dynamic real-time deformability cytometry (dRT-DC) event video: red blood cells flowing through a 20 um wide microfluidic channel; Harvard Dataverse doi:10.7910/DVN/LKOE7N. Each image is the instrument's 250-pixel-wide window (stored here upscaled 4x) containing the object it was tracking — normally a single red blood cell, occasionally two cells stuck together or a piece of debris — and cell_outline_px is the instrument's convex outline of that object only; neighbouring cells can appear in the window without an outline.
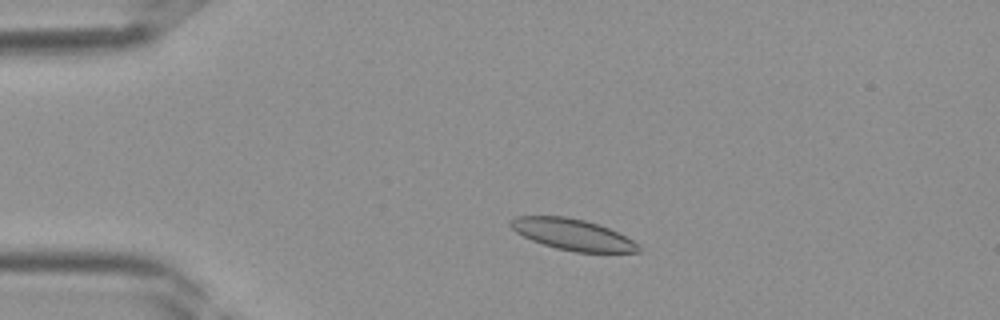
{"species": "Egyptian fruit bat (a non-hibernating species)", "species_latin": "Rousettus aegyptiacus", "temperature_condition": "room temperature", "stored_images_in_passage": 33, "camera_frame_rate_fps": 3000, "um_per_image_px": 0.085, "frame": {"image": 1, "passage_image": 2, "time_ms": 0.333, "image_size_px": [1000, 320], "cell_outline_px": [[640, 252], [576, 252], [556, 248], [532, 240], [516, 232], [508, 224], [516, 216], [564, 216], [584, 220], [600, 224], [632, 240], [640, 248]], "centroid_in_image_um": [48.65, 19.92], "position_along_channel_um": 36.3, "area_um2": 22.89}}
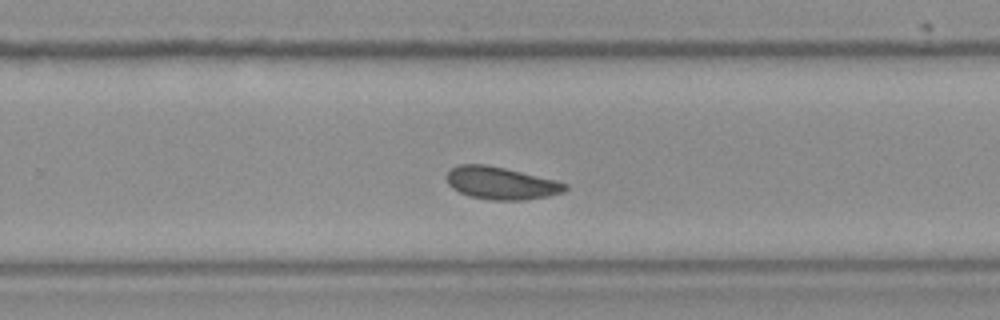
{"frame": {"image": 2, "passage_image": 19, "time_ms": 6.0, "image_size_px": [1000, 320], "cell_outline_px": [[568, 188], [564, 192], [548, 196], [524, 200], [488, 200], [468, 196], [452, 188], [448, 184], [444, 176], [452, 168], [460, 164], [488, 164], [556, 180], [568, 184]], "centroid_in_image_um": [42.57, 15.57], "position_along_channel_um": 287.2, "area_um2": 22.66}}
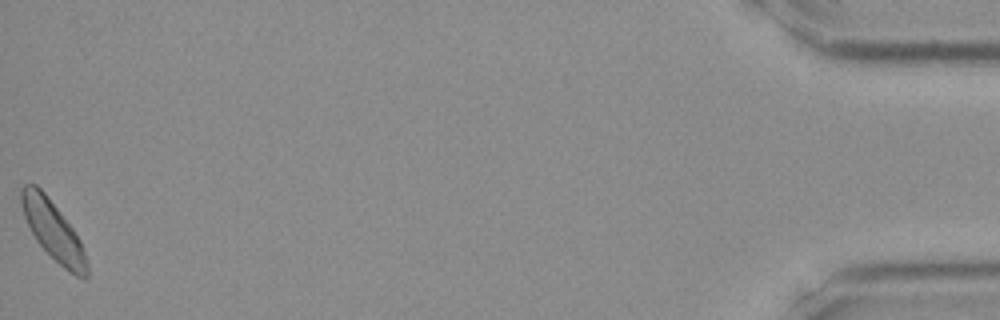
{"frame": {"image": 3, "passage_image": 33, "time_ms": 10.667, "image_size_px": [1000, 320], "cell_outline_px": [[88, 276], [84, 280], [68, 272], [36, 240], [24, 216], [20, 204], [20, 188], [24, 184], [36, 184], [44, 192], [72, 228], [80, 240], [88, 264]], "centroid_in_image_um": [4.51, 19.6], "position_along_channel_um": 430.7, "area_um2": 22.2}}